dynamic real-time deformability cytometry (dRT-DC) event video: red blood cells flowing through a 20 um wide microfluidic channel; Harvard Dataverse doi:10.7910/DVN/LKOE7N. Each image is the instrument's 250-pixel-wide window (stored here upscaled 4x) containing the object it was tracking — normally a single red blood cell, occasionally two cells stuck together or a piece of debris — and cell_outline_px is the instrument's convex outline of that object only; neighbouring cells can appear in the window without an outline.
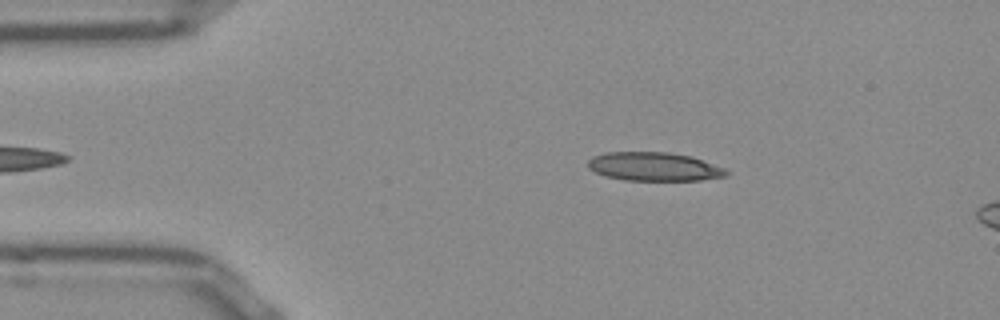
{"species": "Egyptian fruit bat (a non-hibernating species)", "species_latin": "Rousettus aegyptiacus", "temperature_condition": "room temperature", "stored_images_in_passage": 9, "camera_frame_rate_fps": 3000, "um_per_image_px": 0.085, "frame": {"image": 1, "passage_image": 4, "time_ms": 1.0, "image_size_px": [1000, 320], "cell_outline_px": [[728, 172], [724, 176], [700, 180], [624, 180], [608, 176], [596, 172], [588, 168], [588, 160], [592, 156], [604, 152], [668, 152], [692, 156], [724, 168]], "centroid_in_image_um": [55.56, 14.15], "position_along_channel_um": 29.4, "area_um2": 22.95}}